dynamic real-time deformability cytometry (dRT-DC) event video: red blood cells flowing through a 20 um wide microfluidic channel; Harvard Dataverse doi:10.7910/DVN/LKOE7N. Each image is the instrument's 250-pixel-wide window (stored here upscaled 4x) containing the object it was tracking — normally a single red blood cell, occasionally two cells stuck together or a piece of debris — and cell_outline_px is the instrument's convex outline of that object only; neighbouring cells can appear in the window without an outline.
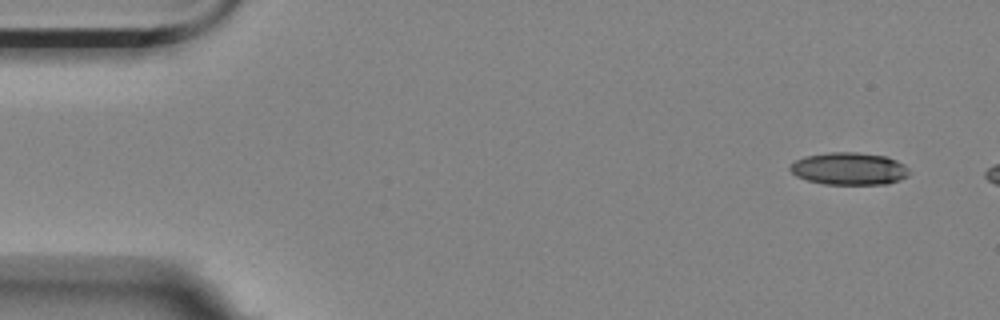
{"species": "Egyptian fruit bat (a non-hibernating species)", "species_latin": "Rousettus aegyptiacus", "temperature_condition": "room temperature", "stored_images_in_passage": 7, "camera_frame_rate_fps": 3000, "um_per_image_px": 0.085, "animal": {"sex": "female"}, "frame": {"image": 1, "passage_image": 1, "time_ms": 0.0, "image_size_px": [1000, 320], "cell_outline_px": [[908, 176], [900, 180], [888, 184], [824, 184], [808, 180], [796, 176], [788, 168], [796, 160], [808, 156], [828, 152], [856, 152], [888, 156], [904, 164], [908, 168]], "centroid_in_image_um": [72.21, 14.34], "position_along_channel_um": 12.8, "area_um2": 22.48}}